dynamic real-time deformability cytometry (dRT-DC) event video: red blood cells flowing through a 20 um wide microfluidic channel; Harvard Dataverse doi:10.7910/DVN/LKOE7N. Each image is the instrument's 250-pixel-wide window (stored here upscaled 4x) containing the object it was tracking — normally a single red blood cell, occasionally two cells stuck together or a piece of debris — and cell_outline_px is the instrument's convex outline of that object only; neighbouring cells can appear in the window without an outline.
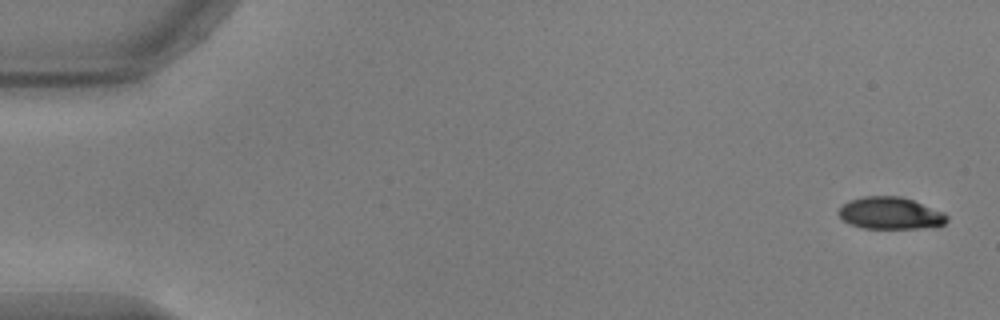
{"species": "common noctule bat (a hibernating species)", "species_latin": "Nyctalus noctula", "temperature_condition": "warm", "stored_images_in_passage": 53, "camera_frame_rate_fps": 3000, "um_per_image_px": 0.085, "animal": {"sex": "male", "body_mass_g": 17.9, "forearm_length_mm": 54.2}, "frame": {"image": 1, "passage_image": 1, "time_ms": 0.0, "image_size_px": [1000, 320], "cell_outline_px": [[948, 220], [944, 224], [936, 228], [864, 228], [848, 224], [840, 220], [836, 212], [848, 200], [864, 196], [900, 196], [912, 200], [944, 212], [948, 216]], "centroid_in_image_um": [75.66, 18.13], "position_along_channel_um": 9.3, "area_um2": 20.58}}
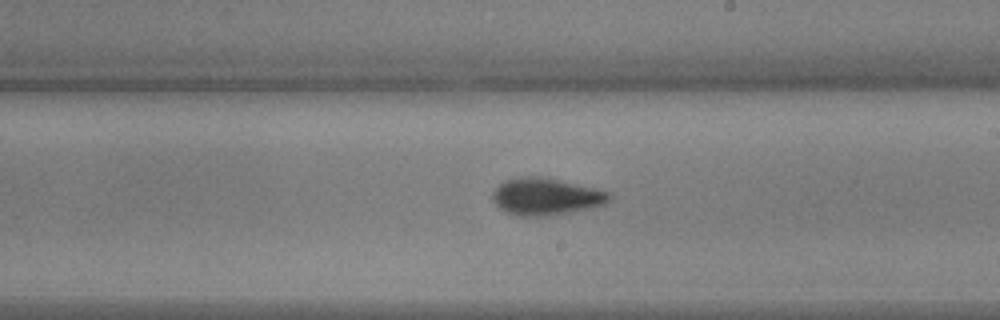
{"frame": {"image": 2, "passage_image": 31, "time_ms": 10.0, "image_size_px": [1000, 320], "cell_outline_px": [[612, 196], [604, 204], [588, 208], [552, 216], [520, 216], [508, 212], [500, 208], [492, 200], [492, 192], [504, 180], [520, 176], [540, 176], [560, 180], [608, 192]], "centroid_in_image_um": [46.35, 16.7], "position_along_channel_um": 242.6, "area_um2": 24.97}}
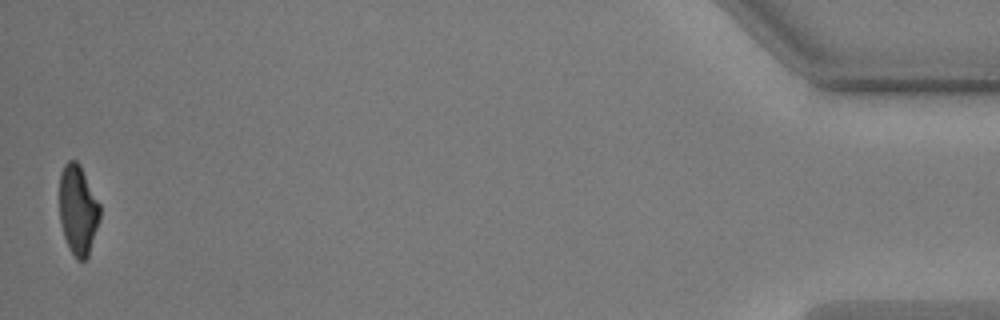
{"frame": {"image": 3, "passage_image": 53, "time_ms": 17.333, "image_size_px": [1000, 320], "cell_outline_px": [[100, 220], [88, 256], [84, 260], [76, 260], [64, 236], [60, 220], [60, 172], [64, 164], [68, 160], [76, 160], [80, 164], [100, 204]], "centroid_in_image_um": [6.64, 17.81], "position_along_channel_um": 428.6, "area_um2": 21.15}, "authors_computed_cell_mechanics": {"area_um2": 22.831, "velocity_mm_per_s": 3.7396, "shape_relaxation_time_tau1_ms": 3.0415, "shape_relaxation_time_tau2_ms": 2.4721, "deformation_change_tau1": 0.1508, "deformation_change_tau2": 0.0834}}